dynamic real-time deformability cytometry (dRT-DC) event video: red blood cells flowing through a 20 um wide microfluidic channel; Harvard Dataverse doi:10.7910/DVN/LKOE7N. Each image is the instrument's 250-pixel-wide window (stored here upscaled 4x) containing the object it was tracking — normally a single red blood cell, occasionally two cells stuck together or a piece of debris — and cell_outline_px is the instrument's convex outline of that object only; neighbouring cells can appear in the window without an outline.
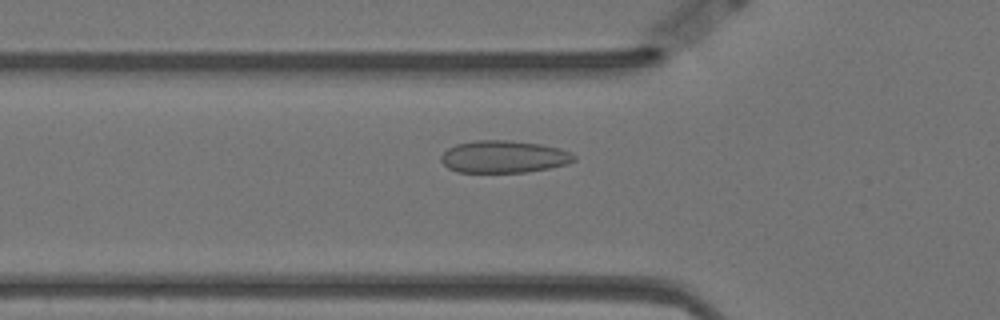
{"species": "Egyptian fruit bat (a non-hibernating species)", "species_latin": "Rousettus aegyptiacus", "temperature_condition": "warm", "stored_images_in_passage": 58, "camera_frame_rate_fps": 3000, "um_per_image_px": 0.085, "animal": {"sex": "female"}, "frame": {"image": 1, "passage_image": 19, "time_ms": 6.0, "image_size_px": [1000, 320], "cell_outline_px": [[576, 160], [568, 164], [548, 168], [524, 172], [456, 172], [448, 168], [440, 160], [440, 156], [448, 148], [456, 144], [476, 140], [508, 140], [540, 144], [560, 148], [572, 152], [576, 156]], "centroid_in_image_um": [42.83, 13.32], "position_along_channel_um": 83.0, "area_um2": 25.14}}
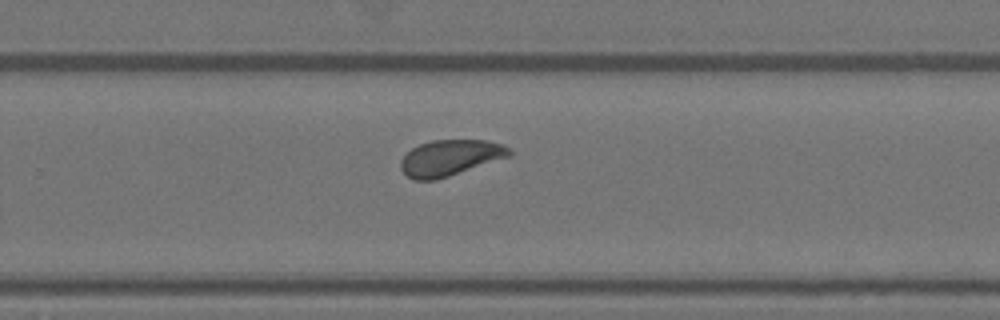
{"frame": {"image": 2, "passage_image": 37, "time_ms": 12.0, "image_size_px": [1000, 320], "cell_outline_px": [[512, 156], [436, 180], [412, 180], [400, 168], [400, 160], [412, 148], [420, 144], [432, 140], [484, 140], [504, 144], [512, 148]], "centroid_in_image_um": [38.3, 13.41], "position_along_channel_um": 291.5, "area_um2": 22.89}}
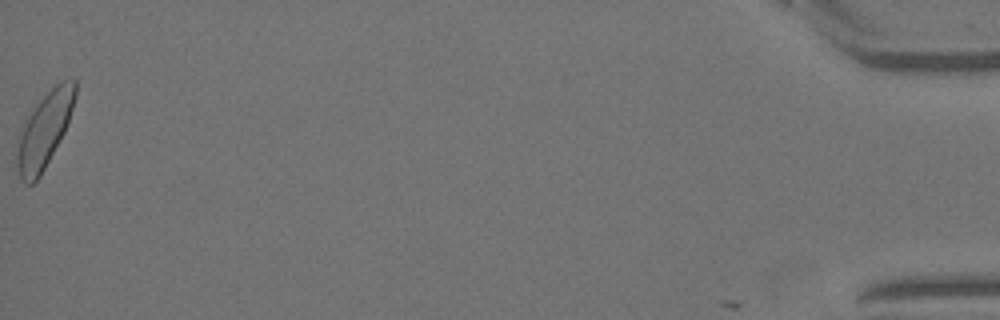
{"frame": {"image": 3, "passage_image": 58, "time_ms": 19.0, "image_size_px": [1000, 320], "cell_outline_px": [[76, 96], [64, 132], [40, 176], [32, 184], [24, 184], [20, 180], [16, 168], [16, 140], [28, 116], [36, 104], [60, 80], [72, 76], [76, 80]], "centroid_in_image_um": [3.75, 11.06], "position_along_channel_um": 431.4, "area_um2": 25.49}, "authors_computed_cell_mechanics": {"area_um2": 23.2356, "velocity_mm_per_s": 3.4754, "shape_relaxation_time_tau1_ms": 4.6361, "shape_relaxation_time_tau2_ms": null, "deformation_change_tau1": 0.1069, "deformation_change_tau2": null}}